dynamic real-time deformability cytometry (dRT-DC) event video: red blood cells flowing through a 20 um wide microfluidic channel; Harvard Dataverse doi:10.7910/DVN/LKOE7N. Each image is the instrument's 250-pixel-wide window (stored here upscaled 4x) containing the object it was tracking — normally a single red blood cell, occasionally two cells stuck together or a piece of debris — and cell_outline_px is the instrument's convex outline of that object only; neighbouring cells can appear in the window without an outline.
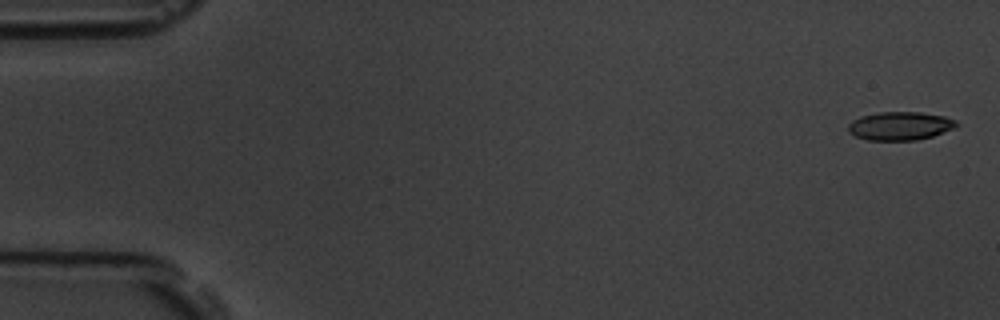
{"species": "common noctule bat (a hibernating species)", "species_latin": "Nyctalus noctula", "temperature_condition": "room temperature", "stored_images_in_passage": 57, "camera_frame_rate_fps": 3000, "um_per_image_px": 0.085, "animal": {"sex": "male", "body_mass_g": 19.5, "forearm_length_mm": 54.6}, "frame": {"image": 1, "passage_image": 1, "time_ms": 0.0, "image_size_px": [1000, 320], "cell_outline_px": [[960, 124], [956, 128], [932, 136], [916, 140], [868, 140], [856, 136], [848, 132], [848, 124], [852, 120], [860, 116], [880, 112], [920, 112], [944, 116], [956, 120]], "centroid_in_image_um": [76.52, 10.7], "position_along_channel_um": 8.5, "area_um2": 18.03}}
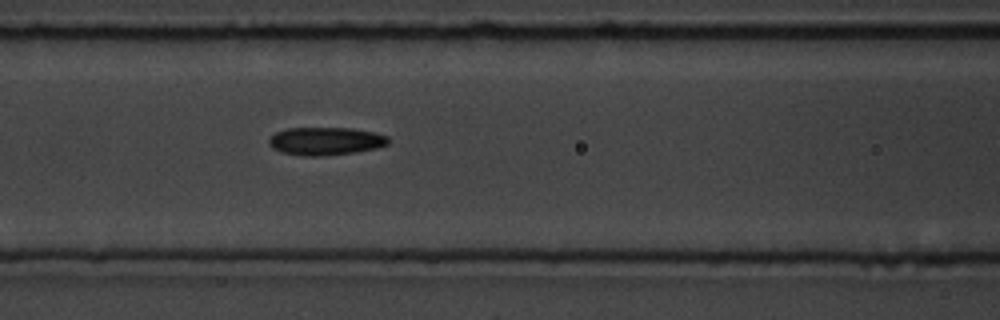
{"frame": {"image": 2, "passage_image": 24, "time_ms": 7.667, "image_size_px": [1000, 320], "cell_outline_px": [[388, 144], [376, 148], [356, 152], [324, 156], [304, 156], [280, 152], [272, 148], [268, 144], [268, 140], [276, 132], [288, 128], [352, 128], [372, 132], [388, 136]], "centroid_in_image_um": [27.65, 12.0], "position_along_channel_um": 139.0, "area_um2": 19.48}}
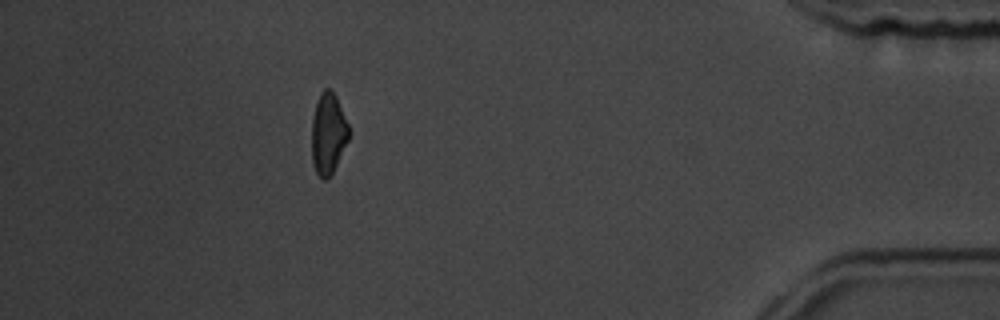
{"frame": {"image": 3, "passage_image": 51, "time_ms": 16.667, "image_size_px": [1000, 320], "cell_outline_px": [[352, 132], [332, 172], [324, 180], [316, 172], [312, 164], [312, 116], [320, 92], [324, 88], [332, 88], [336, 96]], "centroid_in_image_um": [27.9, 11.3], "position_along_channel_um": 407.3, "area_um2": 17.63}, "authors_computed_cell_mechanics": {"area_um2": 18.6116, "velocity_mm_per_s": 3.5661, "shape_relaxation_time_tau1_ms": 3.8794, "shape_relaxation_time_tau2_ms": 5.388, "deformation_change_tau1": 0.1279, "deformation_change_tau2": 0.1209}}